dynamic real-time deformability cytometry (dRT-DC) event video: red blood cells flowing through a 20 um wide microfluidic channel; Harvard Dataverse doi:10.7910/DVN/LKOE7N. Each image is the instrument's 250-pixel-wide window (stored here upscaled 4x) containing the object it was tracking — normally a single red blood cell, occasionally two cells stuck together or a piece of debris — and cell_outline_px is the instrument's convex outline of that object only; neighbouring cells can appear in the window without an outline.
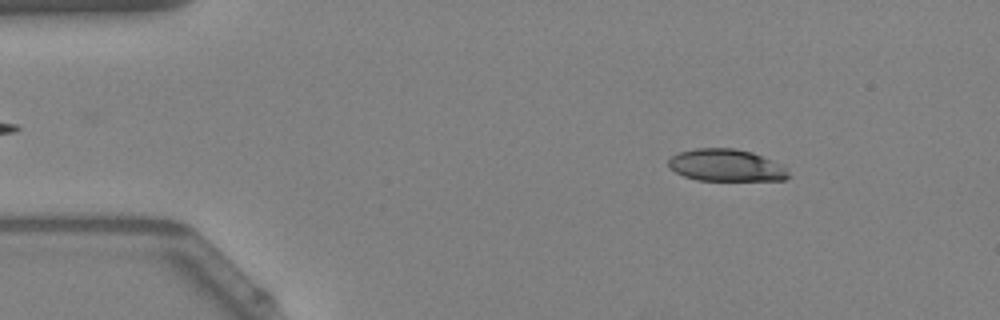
{"species": "Egyptian fruit bat (a non-hibernating species)", "species_latin": "Rousettus aegyptiacus", "temperature_condition": "warm", "stored_images_in_passage": 40, "camera_frame_rate_fps": 3000, "um_per_image_px": 0.085, "animal": {"sex": "female"}, "frame": {"image": 1, "passage_image": 7, "time_ms": 2.0, "image_size_px": [1000, 320], "cell_outline_px": [[792, 176], [784, 180], [696, 180], [684, 176], [668, 168], [668, 160], [672, 156], [680, 152], [696, 148], [736, 148], [752, 152], [784, 168]], "centroid_in_image_um": [61.66, 14.06], "position_along_channel_um": 23.3, "area_um2": 22.2}}
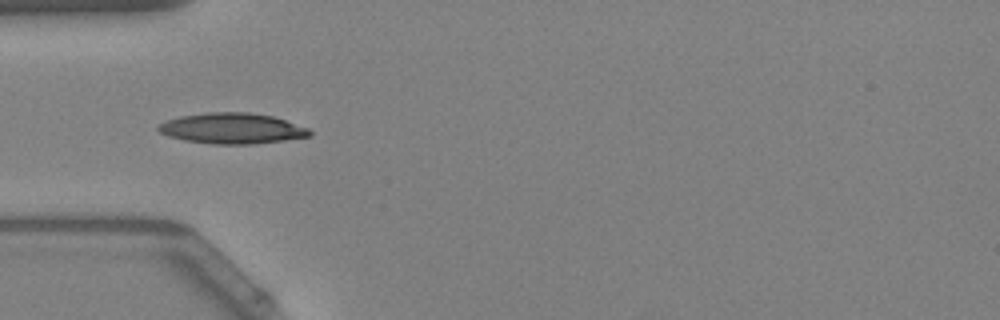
{"frame": {"image": 2, "passage_image": 16, "time_ms": 5.0, "image_size_px": [1000, 320], "cell_outline_px": [[312, 136], [284, 140], [252, 144], [216, 144], [184, 140], [168, 136], [160, 132], [156, 128], [160, 124], [168, 120], [180, 116], [208, 112], [248, 112], [272, 116], [308, 128], [312, 132]], "centroid_in_image_um": [19.73, 10.91], "position_along_channel_um": 65.3, "area_um2": 26.88}}
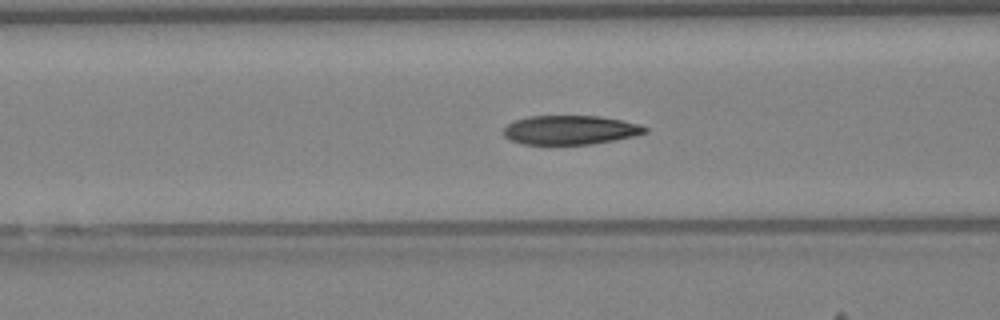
{"frame": {"image": 3, "passage_image": 20, "time_ms": 6.333, "image_size_px": [1000, 320], "cell_outline_px": [[648, 132], [632, 136], [592, 144], [520, 144], [508, 140], [504, 136], [504, 128], [508, 124], [516, 120], [528, 116], [600, 116], [640, 124], [648, 128]], "centroid_in_image_um": [48.44, 11.05], "position_along_channel_um": 118.2, "area_um2": 23.93}, "authors_computed_cell_mechanics": {"area_um2": 24.5072, "velocity_mm_per_s": 4.0114, "shape_relaxation_time_tau1_ms": 7.0501, "shape_relaxation_time_tau2_ms": 2.1844, "deformation_change_tau1": 0.2185, "deformation_change_tau2": 0.0946}}